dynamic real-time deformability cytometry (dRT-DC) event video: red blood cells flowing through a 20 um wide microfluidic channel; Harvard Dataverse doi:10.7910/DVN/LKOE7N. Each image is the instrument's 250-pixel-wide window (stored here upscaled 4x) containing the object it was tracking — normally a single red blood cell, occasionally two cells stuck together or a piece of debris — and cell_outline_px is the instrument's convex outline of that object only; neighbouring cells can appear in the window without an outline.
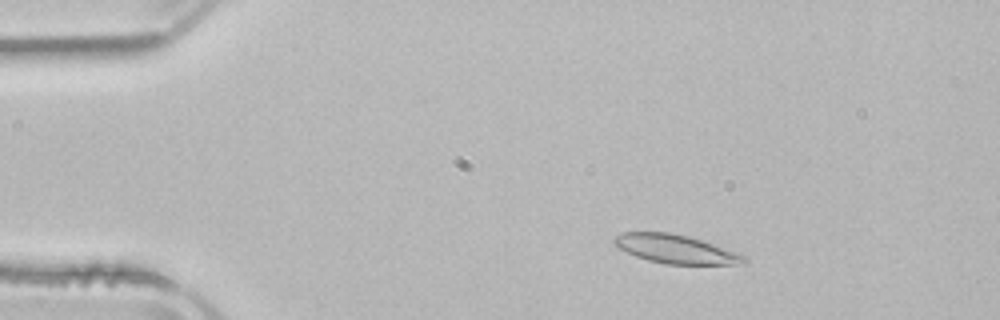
{"species": "common noctule bat (a hibernating species)", "species_latin": "Nyctalus noctula", "temperature_condition": "room temperature", "stored_images_in_passage": 51, "camera_frame_rate_fps": 3000, "um_per_image_px": 0.085, "animal": {"sex": "male", "body_mass_g": 21.5, "forearm_length_mm": 52.0}, "frame": {"image": 1, "passage_image": 7, "time_ms": 2.0, "image_size_px": [1000, 320], "cell_outline_px": [[748, 260], [744, 264], [664, 264], [648, 260], [636, 256], [612, 244], [612, 240], [616, 236], [624, 232], [668, 232], [688, 236], [712, 244], [744, 256]], "centroid_in_image_um": [57.38, 21.17], "position_along_channel_um": 27.6, "area_um2": 21.33}}
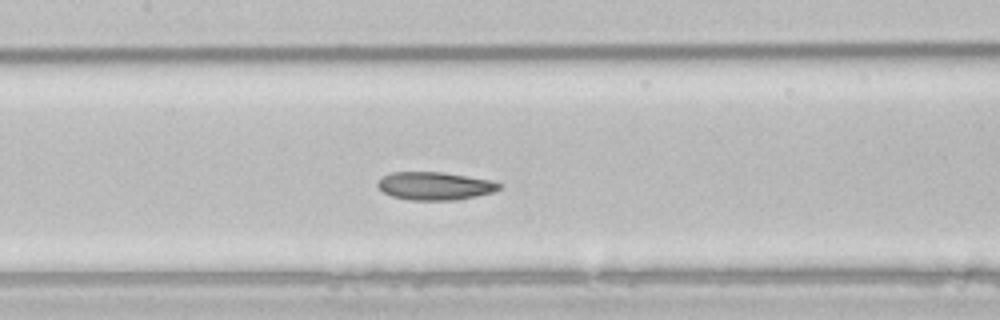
{"frame": {"image": 2, "passage_image": 23, "time_ms": 7.333, "image_size_px": [1000, 320], "cell_outline_px": [[504, 184], [500, 188], [492, 192], [476, 196], [452, 200], [408, 200], [392, 196], [384, 192], [376, 184], [384, 176], [392, 172], [444, 172], [492, 180]], "centroid_in_image_um": [36.99, 15.8], "position_along_channel_um": 170.4, "area_um2": 19.77}}
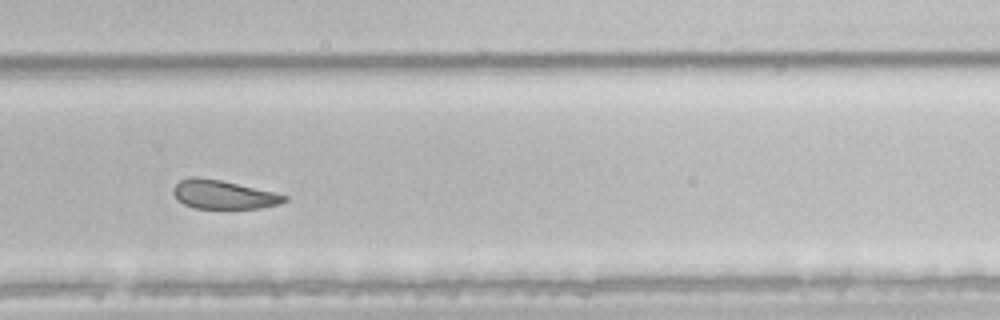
{"frame": {"image": 3, "passage_image": 34, "time_ms": 11.0, "image_size_px": [1000, 320], "cell_outline_px": [[288, 200], [280, 204], [260, 208], [196, 208], [184, 204], [172, 192], [172, 188], [180, 180], [220, 180], [276, 192], [288, 196]], "centroid_in_image_um": [19.1, 16.58], "position_along_channel_um": 310.7, "area_um2": 17.92}, "authors_computed_cell_mechanics": {"area_um2": 21.3282, "velocity_mm_per_s": 3.8448, "shape_relaxation_time_tau1_ms": null, "shape_relaxation_time_tau2_ms": 5.7895, "deformation_change_tau1": null, "deformation_change_tau2": 0.1148}}